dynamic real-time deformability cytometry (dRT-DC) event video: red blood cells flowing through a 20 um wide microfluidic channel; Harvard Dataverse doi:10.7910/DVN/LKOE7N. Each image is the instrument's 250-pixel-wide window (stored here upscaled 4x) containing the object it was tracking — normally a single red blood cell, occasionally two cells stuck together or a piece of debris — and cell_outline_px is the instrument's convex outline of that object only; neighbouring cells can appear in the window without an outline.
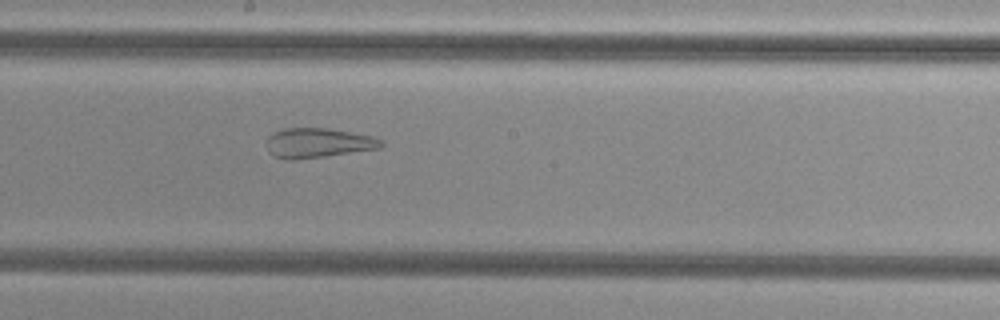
{"species": "common noctule bat (a hibernating species)", "species_latin": "Nyctalus noctula", "temperature_condition": "cold", "stored_images_in_passage": 52, "camera_frame_rate_fps": 3000, "um_per_image_px": 0.085, "animal": {"sex": "female", "body_mass_g": 29.2, "forearm_length_mm": 56.3}, "frame": {"image": 1, "passage_image": 30, "time_ms": 9.667, "image_size_px": [1000, 320], "cell_outline_px": [[384, 144], [380, 148], [324, 156], [292, 160], [284, 160], [272, 156], [268, 152], [268, 136], [280, 128], [328, 128], [372, 136], [384, 140]], "centroid_in_image_um": [27.01, 12.15], "position_along_channel_um": 221.2, "area_um2": 19.88}}
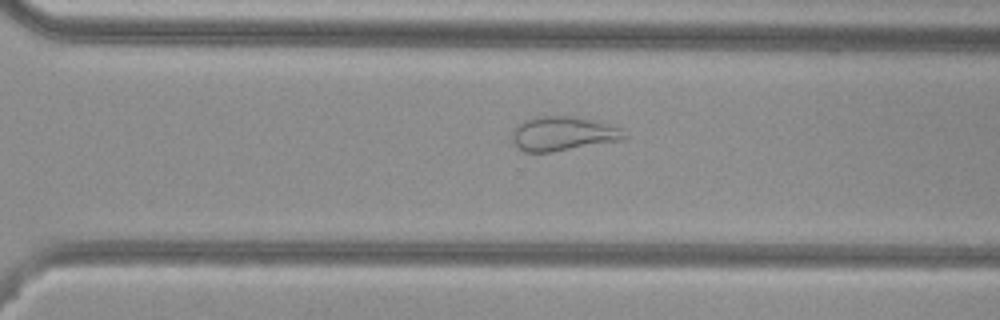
{"frame": {"image": 2, "passage_image": 38, "time_ms": 12.333, "image_size_px": [1000, 320], "cell_outline_px": [[628, 136], [624, 140], [552, 152], [524, 152], [512, 140], [512, 128], [516, 124], [524, 120], [544, 116], [572, 116], [592, 120], [620, 128]], "centroid_in_image_um": [47.84, 11.37], "position_along_channel_um": 322.8, "area_um2": 22.37}}
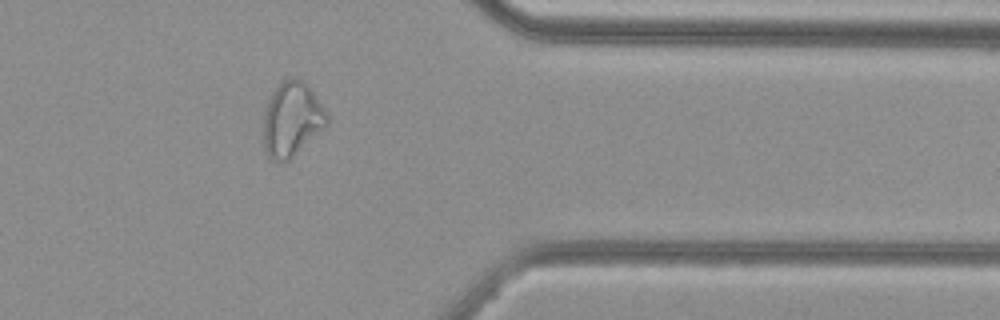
{"frame": {"image": 3, "passage_image": 44, "time_ms": 14.333, "image_size_px": [1000, 320], "cell_outline_px": [[328, 124], [324, 128], [288, 160], [280, 164], [272, 160], [268, 156], [264, 148], [264, 116], [272, 92], [284, 80], [296, 76], [304, 80], [308, 84], [328, 112]], "centroid_in_image_um": [24.83, 10.13], "position_along_channel_um": 386.6, "area_um2": 27.51}, "authors_computed_cell_mechanics": {"area_um2": 29.0156, "velocity_mm_per_s": 3.8194, "shape_relaxation_time_tau1_ms": null, "shape_relaxation_time_tau2_ms": 1.3535, "deformation_change_tau1": null, "deformation_change_tau2": 0.1019}}